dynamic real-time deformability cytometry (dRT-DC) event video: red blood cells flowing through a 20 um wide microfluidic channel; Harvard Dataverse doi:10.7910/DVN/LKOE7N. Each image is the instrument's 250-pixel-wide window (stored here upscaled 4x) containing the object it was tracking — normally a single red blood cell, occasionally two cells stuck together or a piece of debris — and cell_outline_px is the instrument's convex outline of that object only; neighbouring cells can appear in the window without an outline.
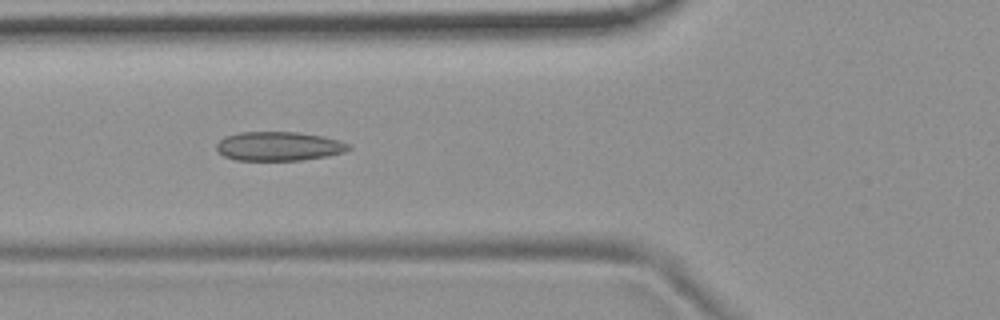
{"species": "common noctule bat (a hibernating species)", "species_latin": "Nyctalus noctula", "temperature_condition": "room temperature", "stored_images_in_passage": 6, "camera_frame_rate_fps": 3000, "um_per_image_px": 0.085, "animal": {"sex": "female", "body_mass_g": 19.9}, "frame": {"image": 1, "passage_image": 5, "time_ms": 1.333, "image_size_px": [1000, 320], "cell_outline_px": [[352, 148], [344, 152], [328, 156], [300, 160], [236, 160], [224, 156], [216, 148], [216, 144], [224, 136], [240, 132], [300, 132], [324, 136], [340, 140], [352, 144]], "centroid_in_image_um": [23.75, 12.42], "position_along_channel_um": 102.1, "area_um2": 22.6}}
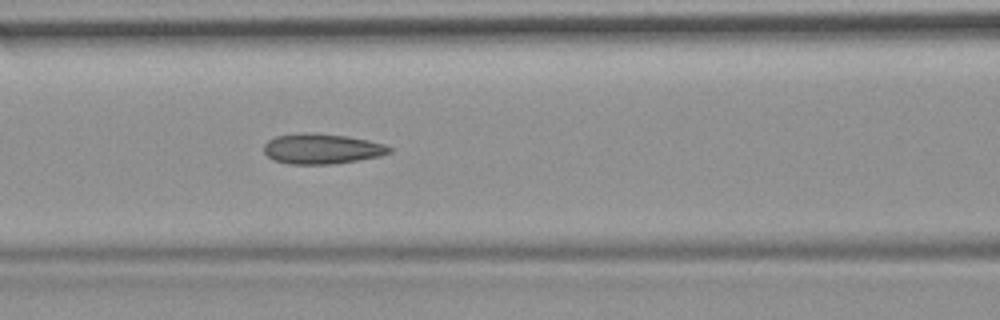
{"frame": {"image": 2, "passage_image": 6, "time_ms": 1.667, "image_size_px": [1000, 320], "cell_outline_px": [[392, 152], [380, 156], [332, 164], [288, 164], [272, 160], [264, 152], [264, 144], [268, 140], [276, 136], [304, 132], [316, 132], [348, 136], [368, 140], [384, 144], [392, 148]], "centroid_in_image_um": [27.34, 12.64], "position_along_channel_um": 139.3, "area_um2": 22.31}}